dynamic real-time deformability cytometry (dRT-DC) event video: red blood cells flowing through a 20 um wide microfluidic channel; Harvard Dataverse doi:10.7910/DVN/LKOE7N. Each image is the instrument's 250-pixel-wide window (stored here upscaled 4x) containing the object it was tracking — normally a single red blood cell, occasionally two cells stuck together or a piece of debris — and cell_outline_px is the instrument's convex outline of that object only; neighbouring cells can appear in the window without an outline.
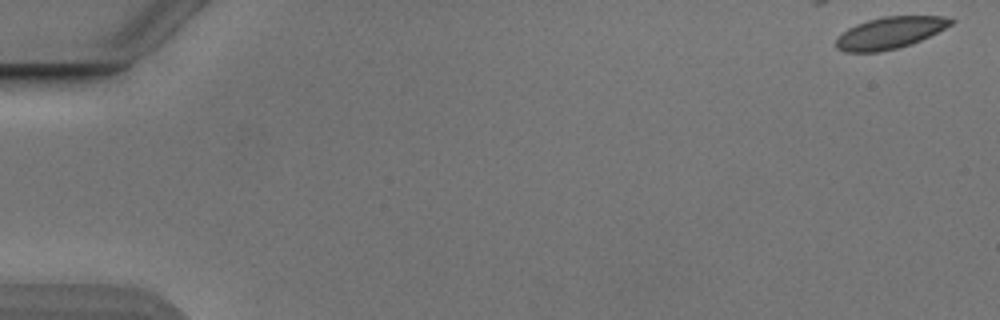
{"species": "Egyptian fruit bat (a non-hibernating species)", "species_latin": "Rousettus aegyptiacus", "temperature_condition": "cold", "stored_images_in_passage": 10, "camera_frame_rate_fps": 3000, "um_per_image_px": 0.085, "animal": {"sex": "male"}, "frame": {"image": 1, "passage_image": 1, "time_ms": 0.0, "image_size_px": [1000, 320], "cell_outline_px": [[956, 20], [952, 24], [912, 44], [880, 52], [844, 52], [836, 48], [836, 36], [848, 28], [856, 24], [868, 20], [884, 16], [944, 16]], "centroid_in_image_um": [75.6, 2.79], "position_along_channel_um": 9.4, "area_um2": 21.21}}